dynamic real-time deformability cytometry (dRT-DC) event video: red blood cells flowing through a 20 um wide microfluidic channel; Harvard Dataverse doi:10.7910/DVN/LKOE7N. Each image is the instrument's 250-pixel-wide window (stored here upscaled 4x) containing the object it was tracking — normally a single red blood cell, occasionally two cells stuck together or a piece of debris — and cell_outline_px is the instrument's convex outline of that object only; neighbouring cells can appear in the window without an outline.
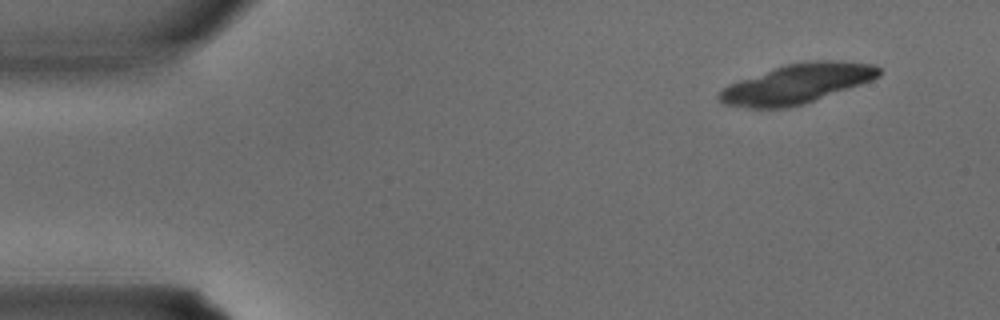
{"species": "common noctule bat (a hibernating species)", "species_latin": "Nyctalus noctula", "temperature_condition": "warm", "stored_images_in_passage": 3, "camera_frame_rate_fps": 3000, "um_per_image_px": 0.085, "animal": {"sex": "male", "body_mass_g": 15.6}, "frame": {"image": 1, "passage_image": 1, "time_ms": 0.0, "image_size_px": [1000, 320], "cell_outline_px": [[880, 76], [872, 80], [804, 104], [788, 108], [748, 108], [724, 104], [716, 96], [728, 84], [784, 64], [812, 60], [832, 60], [876, 64], [880, 68]], "centroid_in_image_um": [67.75, 7.11], "position_along_channel_um": 17.3, "area_um2": 36.76}}